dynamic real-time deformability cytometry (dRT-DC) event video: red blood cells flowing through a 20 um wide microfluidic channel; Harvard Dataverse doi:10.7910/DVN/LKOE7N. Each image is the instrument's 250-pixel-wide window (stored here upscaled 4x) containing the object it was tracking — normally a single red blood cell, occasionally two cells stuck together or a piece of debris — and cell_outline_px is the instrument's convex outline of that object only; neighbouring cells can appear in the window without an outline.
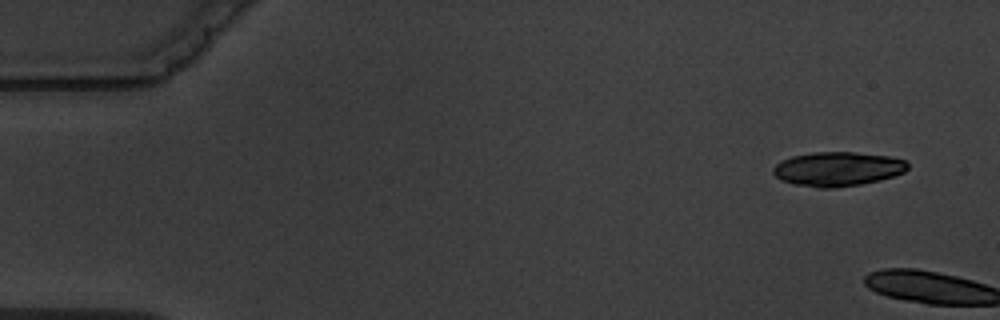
{"species": "common noctule bat (a hibernating species)", "species_latin": "Nyctalus noctula", "temperature_condition": "warm", "stored_images_in_passage": 2, "camera_frame_rate_fps": 3000, "um_per_image_px": 0.085, "animal": {"sex": "male", "body_mass_g": 19.5, "forearm_length_mm": 54.6}, "frame": {"image": 1, "passage_image": 1, "time_ms": 0.0, "image_size_px": [1000, 320], "cell_outline_px": [[908, 168], [904, 172], [880, 180], [860, 184], [832, 188], [820, 188], [792, 184], [780, 180], [772, 172], [772, 168], [776, 164], [792, 156], [812, 152], [852, 152], [892, 156], [904, 160], [908, 164]], "centroid_in_image_um": [71.18, 14.36], "position_along_channel_um": 13.8, "area_um2": 26.88}}